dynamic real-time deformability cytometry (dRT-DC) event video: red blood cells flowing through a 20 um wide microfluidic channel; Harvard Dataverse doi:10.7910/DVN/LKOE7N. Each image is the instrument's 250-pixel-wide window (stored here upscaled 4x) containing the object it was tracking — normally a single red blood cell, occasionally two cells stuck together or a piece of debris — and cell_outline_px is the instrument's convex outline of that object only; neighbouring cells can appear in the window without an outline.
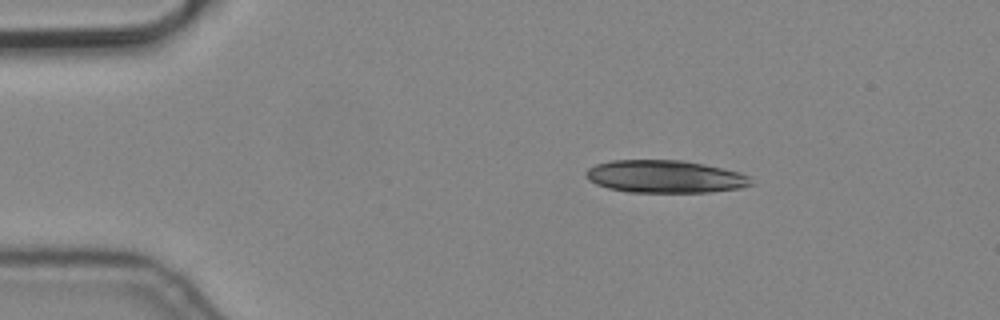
{"species": "common noctule bat (a hibernating species)", "species_latin": "Nyctalus noctula", "temperature_condition": "cold", "stored_images_in_passage": 3, "camera_frame_rate_fps": 3000, "um_per_image_px": 0.085, "animal": {"sex": "male", "body_mass_g": 19.2, "forearm_length_mm": 51.8}, "frame": {"image": 1, "passage_image": 1, "time_ms": 0.0, "image_size_px": [1000, 320], "cell_outline_px": [[756, 184], [740, 188], [708, 192], [628, 192], [608, 188], [596, 184], [588, 180], [584, 176], [584, 172], [588, 168], [596, 164], [612, 160], [680, 160], [704, 164], [740, 172], [748, 176]], "centroid_in_image_um": [56.51, 15.01], "position_along_channel_um": 28.5, "area_um2": 31.56}}